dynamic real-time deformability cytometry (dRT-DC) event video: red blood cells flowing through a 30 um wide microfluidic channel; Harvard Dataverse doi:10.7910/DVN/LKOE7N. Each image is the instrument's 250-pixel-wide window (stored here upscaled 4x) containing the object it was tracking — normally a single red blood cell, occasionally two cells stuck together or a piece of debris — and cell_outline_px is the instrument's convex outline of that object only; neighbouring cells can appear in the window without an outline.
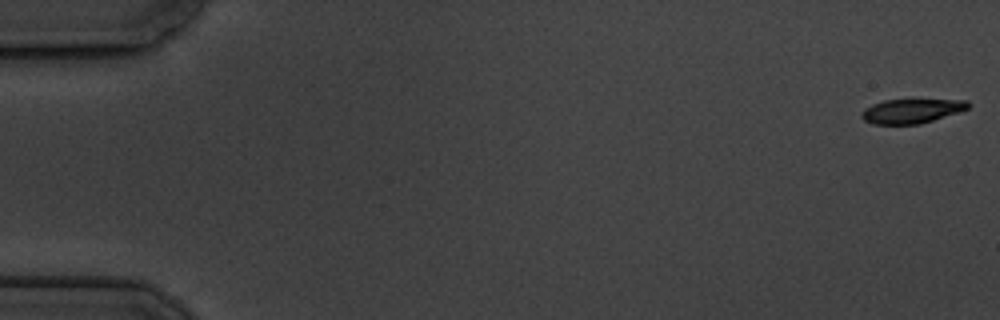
{"species": "common noctule bat (a hibernating species)", "species_latin": "Nyctalus noctula", "temperature_condition": "cold", "stored_images_in_passage": 7, "camera_frame_rate_fps": 3000, "um_per_image_px": 0.085, "animal": {"sex": "male", "body_mass_g": 19.5, "forearm_length_mm": 54.6}, "frame": {"image": 1, "passage_image": 1, "time_ms": 0.0, "image_size_px": [1000, 320], "cell_outline_px": [[972, 104], [968, 108], [960, 112], [920, 124], [872, 124], [864, 120], [860, 116], [860, 112], [864, 108], [872, 104], [884, 100], [968, 100]], "centroid_in_image_um": [77.47, 9.44], "position_along_channel_um": 7.5, "area_um2": 15.2}}
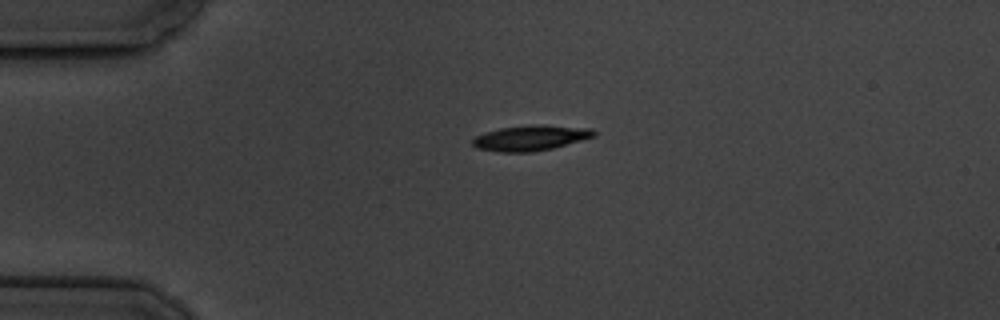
{"frame": {"image": 2, "passage_image": 5, "time_ms": 4.333, "image_size_px": [1000, 320], "cell_outline_px": [[596, 136], [552, 148], [532, 152], [496, 152], [476, 148], [472, 144], [472, 140], [476, 136], [484, 132], [500, 128], [532, 124], [544, 124], [592, 128], [596, 132]], "centroid_in_image_um": [45.1, 11.71], "position_along_channel_um": 39.9, "area_um2": 18.15}}